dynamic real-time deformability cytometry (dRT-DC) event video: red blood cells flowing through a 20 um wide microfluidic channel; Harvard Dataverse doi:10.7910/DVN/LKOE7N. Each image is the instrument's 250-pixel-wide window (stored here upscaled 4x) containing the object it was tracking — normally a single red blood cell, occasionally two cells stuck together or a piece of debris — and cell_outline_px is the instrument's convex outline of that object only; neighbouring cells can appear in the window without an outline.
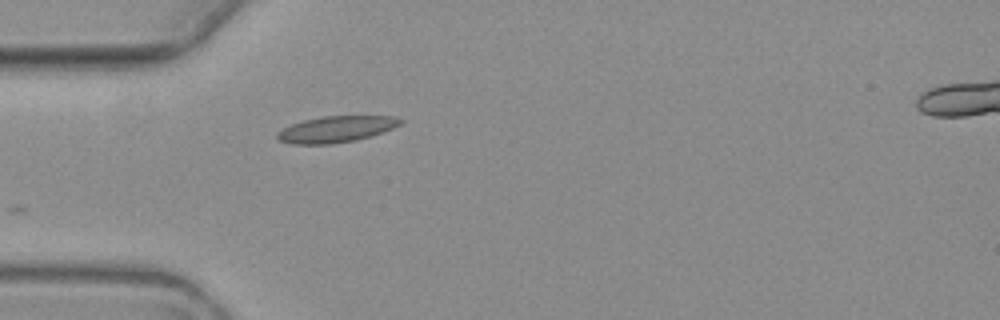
{"species": "common noctule bat (a hibernating species)", "species_latin": "Nyctalus noctula", "temperature_condition": "warm", "stored_images_in_passage": 2, "camera_frame_rate_fps": 3000, "um_per_image_px": 0.085, "animal": {"sex": "female", "body_mass_g": 19.3, "forearm_length_mm": 54.1}, "frame": {"image": 1, "passage_image": 2, "time_ms": 1.333, "image_size_px": [1000, 320], "cell_outline_px": [[404, 120], [400, 124], [392, 128], [356, 140], [332, 144], [292, 144], [280, 140], [276, 136], [276, 132], [292, 124], [304, 120], [324, 116], [396, 116]], "centroid_in_image_um": [28.56, 10.98], "position_along_channel_um": 56.4, "area_um2": 18.61}}